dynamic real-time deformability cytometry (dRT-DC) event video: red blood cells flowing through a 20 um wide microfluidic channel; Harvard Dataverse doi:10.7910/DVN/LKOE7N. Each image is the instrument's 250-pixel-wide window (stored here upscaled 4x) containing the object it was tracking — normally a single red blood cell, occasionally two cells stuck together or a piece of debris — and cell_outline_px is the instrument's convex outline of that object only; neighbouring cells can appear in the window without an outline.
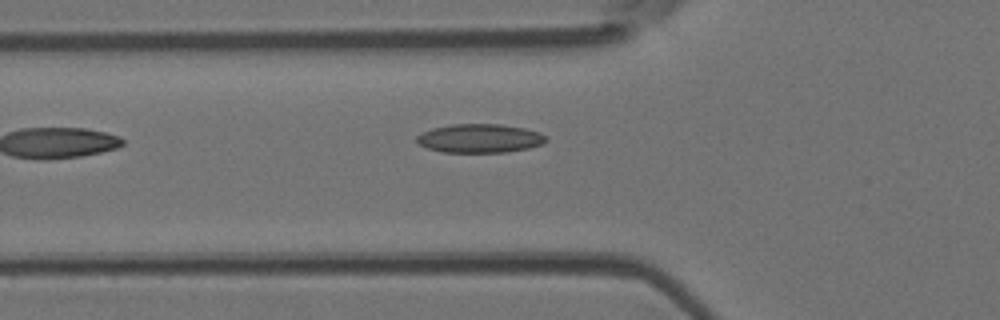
{"species": "Egyptian fruit bat (a non-hibernating species)", "species_latin": "Rousettus aegyptiacus", "temperature_condition": "room temperature", "stored_images_in_passage": 6, "camera_frame_rate_fps": 3000, "um_per_image_px": 0.085, "animal": {"sex": "female"}, "frame": {"image": 1, "passage_image": 6, "time_ms": 5.667, "image_size_px": [1000, 320], "cell_outline_px": [[548, 140], [544, 144], [528, 148], [508, 152], [444, 152], [428, 148], [420, 144], [416, 140], [416, 136], [432, 128], [452, 124], [500, 124], [524, 128], [540, 132]], "centroid_in_image_um": [40.81, 11.76], "position_along_channel_um": 85.0, "area_um2": 21.62}}